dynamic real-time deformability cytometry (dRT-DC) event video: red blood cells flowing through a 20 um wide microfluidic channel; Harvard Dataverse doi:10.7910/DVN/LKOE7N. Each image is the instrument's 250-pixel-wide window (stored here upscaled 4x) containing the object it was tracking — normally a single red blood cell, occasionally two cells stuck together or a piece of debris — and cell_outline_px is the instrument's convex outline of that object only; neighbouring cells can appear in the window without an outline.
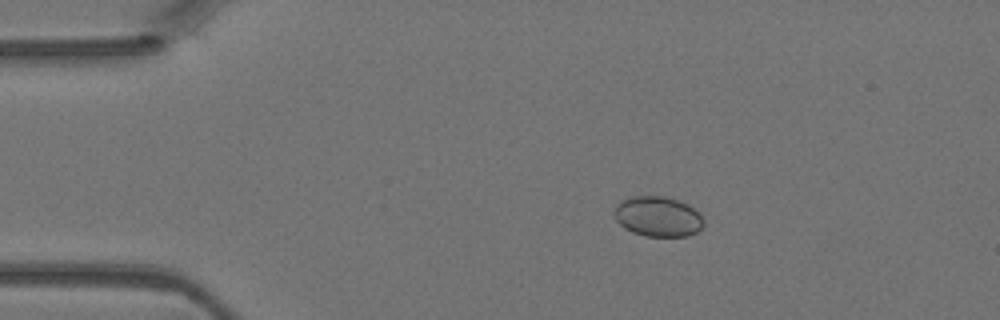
{"species": "Egyptian fruit bat (a non-hibernating species)", "species_latin": "Rousettus aegyptiacus", "temperature_condition": "warm", "stored_images_in_passage": 3, "camera_frame_rate_fps": 3000, "um_per_image_px": 0.085, "animal": {"sex": "female"}, "frame": {"image": 1, "passage_image": 1, "time_ms": 0.0, "image_size_px": [1000, 320], "cell_outline_px": [[704, 224], [696, 232], [688, 236], [644, 236], [632, 232], [624, 228], [616, 220], [612, 212], [616, 204], [620, 200], [632, 196], [664, 196], [688, 204], [700, 212], [704, 220]], "centroid_in_image_um": [55.9, 18.4], "position_along_channel_um": 29.1, "area_um2": 21.21}}
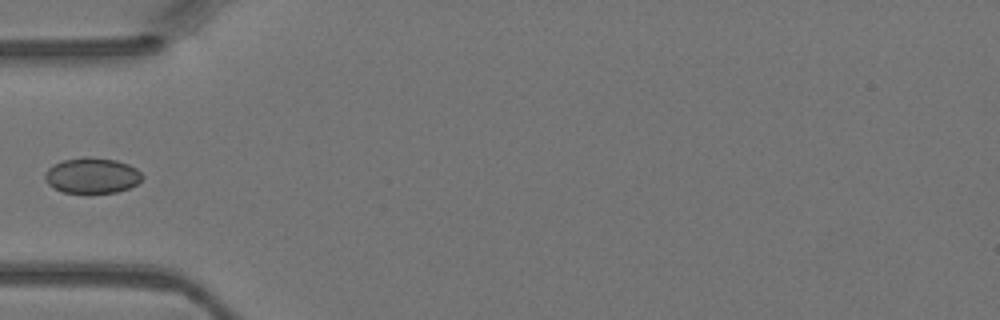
{"frame": {"image": 2, "passage_image": 3, "time_ms": 0.667, "image_size_px": [1000, 320], "cell_outline_px": [[144, 176], [136, 184], [128, 188], [116, 192], [64, 192], [52, 188], [44, 180], [44, 172], [52, 164], [64, 160], [84, 156], [88, 156], [116, 160], [128, 164], [136, 168]], "centroid_in_image_um": [7.78, 14.9], "position_along_channel_um": 77.2, "area_um2": 20.23}}